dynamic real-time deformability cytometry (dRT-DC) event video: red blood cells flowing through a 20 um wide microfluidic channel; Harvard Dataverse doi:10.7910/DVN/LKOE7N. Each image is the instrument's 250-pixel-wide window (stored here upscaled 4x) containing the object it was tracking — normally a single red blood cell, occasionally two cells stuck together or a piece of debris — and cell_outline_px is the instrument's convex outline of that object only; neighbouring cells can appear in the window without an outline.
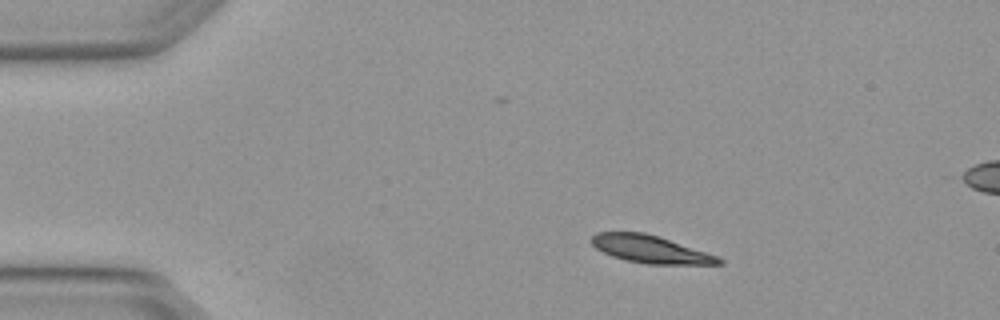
{"species": "Egyptian fruit bat (a non-hibernating species)", "species_latin": "Rousettus aegyptiacus", "temperature_condition": "warm", "stored_images_in_passage": 5, "camera_frame_rate_fps": 3000, "um_per_image_px": 0.085, "animal": {"sex": "female"}, "frame": {"image": 1, "passage_image": 1, "time_ms": 0.0, "image_size_px": [1000, 320], "cell_outline_px": [[724, 264], [648, 264], [624, 260], [612, 256], [596, 248], [592, 244], [592, 236], [596, 232], [644, 232], [716, 256], [724, 260]], "centroid_in_image_um": [55.24, 21.19], "position_along_channel_um": 29.8, "area_um2": 19.94}}
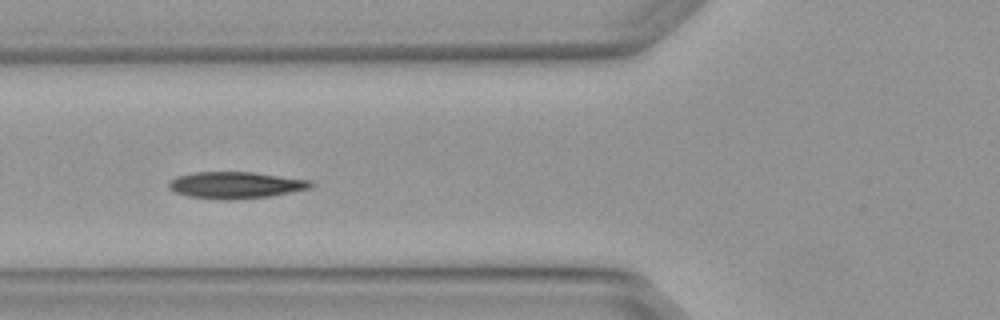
{"frame": {"image": 2, "passage_image": 4, "time_ms": 1.0, "image_size_px": [1000, 320], "cell_outline_px": [[312, 188], [268, 196], [228, 200], [224, 200], [188, 196], [176, 192], [168, 188], [168, 180], [176, 176], [196, 172], [252, 172], [312, 180]], "centroid_in_image_um": [20.0, 15.72], "position_along_channel_um": 105.8, "area_um2": 22.02}}